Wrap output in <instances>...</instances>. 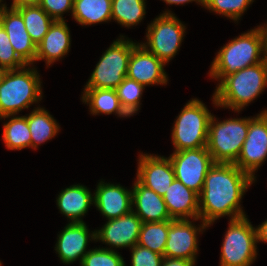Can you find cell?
<instances>
[{
    "label": "cell",
    "mask_w": 267,
    "mask_h": 266,
    "mask_svg": "<svg viewBox=\"0 0 267 266\" xmlns=\"http://www.w3.org/2000/svg\"><path fill=\"white\" fill-rule=\"evenodd\" d=\"M255 181L234 163H214L198 195L199 219L209 227L221 217L228 216L230 220L245 217L240 203Z\"/></svg>",
    "instance_id": "obj_1"
},
{
    "label": "cell",
    "mask_w": 267,
    "mask_h": 266,
    "mask_svg": "<svg viewBox=\"0 0 267 266\" xmlns=\"http://www.w3.org/2000/svg\"><path fill=\"white\" fill-rule=\"evenodd\" d=\"M262 56V57H261ZM267 58L264 36L259 26L242 33L221 47L214 58L210 78L221 82L226 76L263 62Z\"/></svg>",
    "instance_id": "obj_2"
},
{
    "label": "cell",
    "mask_w": 267,
    "mask_h": 266,
    "mask_svg": "<svg viewBox=\"0 0 267 266\" xmlns=\"http://www.w3.org/2000/svg\"><path fill=\"white\" fill-rule=\"evenodd\" d=\"M267 87V58L226 76L216 86L213 104L239 112L253 102Z\"/></svg>",
    "instance_id": "obj_3"
},
{
    "label": "cell",
    "mask_w": 267,
    "mask_h": 266,
    "mask_svg": "<svg viewBox=\"0 0 267 266\" xmlns=\"http://www.w3.org/2000/svg\"><path fill=\"white\" fill-rule=\"evenodd\" d=\"M30 66L7 70L4 74L0 83V117L17 115L42 100L40 75Z\"/></svg>",
    "instance_id": "obj_4"
},
{
    "label": "cell",
    "mask_w": 267,
    "mask_h": 266,
    "mask_svg": "<svg viewBox=\"0 0 267 266\" xmlns=\"http://www.w3.org/2000/svg\"><path fill=\"white\" fill-rule=\"evenodd\" d=\"M248 118H229L209 121L207 149L215 163H235L248 134Z\"/></svg>",
    "instance_id": "obj_5"
},
{
    "label": "cell",
    "mask_w": 267,
    "mask_h": 266,
    "mask_svg": "<svg viewBox=\"0 0 267 266\" xmlns=\"http://www.w3.org/2000/svg\"><path fill=\"white\" fill-rule=\"evenodd\" d=\"M211 114L205 104L195 98L186 103L172 128L174 151L207 147Z\"/></svg>",
    "instance_id": "obj_6"
},
{
    "label": "cell",
    "mask_w": 267,
    "mask_h": 266,
    "mask_svg": "<svg viewBox=\"0 0 267 266\" xmlns=\"http://www.w3.org/2000/svg\"><path fill=\"white\" fill-rule=\"evenodd\" d=\"M120 35L102 54L84 89H115L127 77L128 62L137 44Z\"/></svg>",
    "instance_id": "obj_7"
},
{
    "label": "cell",
    "mask_w": 267,
    "mask_h": 266,
    "mask_svg": "<svg viewBox=\"0 0 267 266\" xmlns=\"http://www.w3.org/2000/svg\"><path fill=\"white\" fill-rule=\"evenodd\" d=\"M220 266H251L257 257V231L247 216L229 221Z\"/></svg>",
    "instance_id": "obj_8"
},
{
    "label": "cell",
    "mask_w": 267,
    "mask_h": 266,
    "mask_svg": "<svg viewBox=\"0 0 267 266\" xmlns=\"http://www.w3.org/2000/svg\"><path fill=\"white\" fill-rule=\"evenodd\" d=\"M186 26L170 10L163 11L147 27L146 42L141 43L165 64L180 49Z\"/></svg>",
    "instance_id": "obj_9"
},
{
    "label": "cell",
    "mask_w": 267,
    "mask_h": 266,
    "mask_svg": "<svg viewBox=\"0 0 267 266\" xmlns=\"http://www.w3.org/2000/svg\"><path fill=\"white\" fill-rule=\"evenodd\" d=\"M169 159L175 179L199 195L204 186L205 176L215 163L207 147L173 151Z\"/></svg>",
    "instance_id": "obj_10"
},
{
    "label": "cell",
    "mask_w": 267,
    "mask_h": 266,
    "mask_svg": "<svg viewBox=\"0 0 267 266\" xmlns=\"http://www.w3.org/2000/svg\"><path fill=\"white\" fill-rule=\"evenodd\" d=\"M267 159V109L249 117L248 134L237 161L240 170L256 180L255 172Z\"/></svg>",
    "instance_id": "obj_11"
},
{
    "label": "cell",
    "mask_w": 267,
    "mask_h": 266,
    "mask_svg": "<svg viewBox=\"0 0 267 266\" xmlns=\"http://www.w3.org/2000/svg\"><path fill=\"white\" fill-rule=\"evenodd\" d=\"M172 219L168 228L167 242L164 250V257L187 259L196 261L198 254V234L207 225L199 218L193 219ZM200 220L202 224L195 226L194 221Z\"/></svg>",
    "instance_id": "obj_12"
},
{
    "label": "cell",
    "mask_w": 267,
    "mask_h": 266,
    "mask_svg": "<svg viewBox=\"0 0 267 266\" xmlns=\"http://www.w3.org/2000/svg\"><path fill=\"white\" fill-rule=\"evenodd\" d=\"M142 223L133 211L118 218L109 219L102 228L96 229V242L101 241L109 245L110 248L106 247V249L110 250L123 247L131 249L138 243Z\"/></svg>",
    "instance_id": "obj_13"
},
{
    "label": "cell",
    "mask_w": 267,
    "mask_h": 266,
    "mask_svg": "<svg viewBox=\"0 0 267 266\" xmlns=\"http://www.w3.org/2000/svg\"><path fill=\"white\" fill-rule=\"evenodd\" d=\"M138 160L136 179L159 196H164L175 179L169 157L141 153Z\"/></svg>",
    "instance_id": "obj_14"
},
{
    "label": "cell",
    "mask_w": 267,
    "mask_h": 266,
    "mask_svg": "<svg viewBox=\"0 0 267 266\" xmlns=\"http://www.w3.org/2000/svg\"><path fill=\"white\" fill-rule=\"evenodd\" d=\"M164 66L166 64L162 60L138 42L129 58L127 77L144 86L165 85L168 83V76Z\"/></svg>",
    "instance_id": "obj_15"
},
{
    "label": "cell",
    "mask_w": 267,
    "mask_h": 266,
    "mask_svg": "<svg viewBox=\"0 0 267 266\" xmlns=\"http://www.w3.org/2000/svg\"><path fill=\"white\" fill-rule=\"evenodd\" d=\"M0 24L7 32L9 41L18 57L26 64L33 65L37 46L26 31L22 15L6 3L0 9Z\"/></svg>",
    "instance_id": "obj_16"
},
{
    "label": "cell",
    "mask_w": 267,
    "mask_h": 266,
    "mask_svg": "<svg viewBox=\"0 0 267 266\" xmlns=\"http://www.w3.org/2000/svg\"><path fill=\"white\" fill-rule=\"evenodd\" d=\"M89 240L96 241V230L89 232L85 222L68 223L58 234L55 251L62 263L71 264L79 260L81 264L89 251Z\"/></svg>",
    "instance_id": "obj_17"
},
{
    "label": "cell",
    "mask_w": 267,
    "mask_h": 266,
    "mask_svg": "<svg viewBox=\"0 0 267 266\" xmlns=\"http://www.w3.org/2000/svg\"><path fill=\"white\" fill-rule=\"evenodd\" d=\"M93 202L106 220L115 219L132 211V190L101 180L93 193Z\"/></svg>",
    "instance_id": "obj_18"
},
{
    "label": "cell",
    "mask_w": 267,
    "mask_h": 266,
    "mask_svg": "<svg viewBox=\"0 0 267 266\" xmlns=\"http://www.w3.org/2000/svg\"><path fill=\"white\" fill-rule=\"evenodd\" d=\"M132 187V211L143 223L173 219L162 196L143 186L137 179Z\"/></svg>",
    "instance_id": "obj_19"
},
{
    "label": "cell",
    "mask_w": 267,
    "mask_h": 266,
    "mask_svg": "<svg viewBox=\"0 0 267 266\" xmlns=\"http://www.w3.org/2000/svg\"><path fill=\"white\" fill-rule=\"evenodd\" d=\"M70 29L64 21H54L37 45L36 61L44 60L47 67L64 58L71 46Z\"/></svg>",
    "instance_id": "obj_20"
},
{
    "label": "cell",
    "mask_w": 267,
    "mask_h": 266,
    "mask_svg": "<svg viewBox=\"0 0 267 266\" xmlns=\"http://www.w3.org/2000/svg\"><path fill=\"white\" fill-rule=\"evenodd\" d=\"M168 212L173 219H198L199 196L180 181L174 179L163 196Z\"/></svg>",
    "instance_id": "obj_21"
},
{
    "label": "cell",
    "mask_w": 267,
    "mask_h": 266,
    "mask_svg": "<svg viewBox=\"0 0 267 266\" xmlns=\"http://www.w3.org/2000/svg\"><path fill=\"white\" fill-rule=\"evenodd\" d=\"M56 199L59 211L69 219V223L84 222L82 217L86 215L90 206L94 204L91 191L80 184L65 188L58 194Z\"/></svg>",
    "instance_id": "obj_22"
},
{
    "label": "cell",
    "mask_w": 267,
    "mask_h": 266,
    "mask_svg": "<svg viewBox=\"0 0 267 266\" xmlns=\"http://www.w3.org/2000/svg\"><path fill=\"white\" fill-rule=\"evenodd\" d=\"M82 102L89 105L92 115L115 114L118 117H130L123 107L116 94L115 89H84Z\"/></svg>",
    "instance_id": "obj_23"
},
{
    "label": "cell",
    "mask_w": 267,
    "mask_h": 266,
    "mask_svg": "<svg viewBox=\"0 0 267 266\" xmlns=\"http://www.w3.org/2000/svg\"><path fill=\"white\" fill-rule=\"evenodd\" d=\"M31 134V149H37L42 143L54 138L60 131V126L49 111L35 107L29 115L26 114Z\"/></svg>",
    "instance_id": "obj_24"
},
{
    "label": "cell",
    "mask_w": 267,
    "mask_h": 266,
    "mask_svg": "<svg viewBox=\"0 0 267 266\" xmlns=\"http://www.w3.org/2000/svg\"><path fill=\"white\" fill-rule=\"evenodd\" d=\"M112 0H73L72 17L82 25H94L112 20Z\"/></svg>",
    "instance_id": "obj_25"
},
{
    "label": "cell",
    "mask_w": 267,
    "mask_h": 266,
    "mask_svg": "<svg viewBox=\"0 0 267 266\" xmlns=\"http://www.w3.org/2000/svg\"><path fill=\"white\" fill-rule=\"evenodd\" d=\"M3 125L2 139L9 150H22L31 147V134L26 116L6 115L0 119H8Z\"/></svg>",
    "instance_id": "obj_26"
},
{
    "label": "cell",
    "mask_w": 267,
    "mask_h": 266,
    "mask_svg": "<svg viewBox=\"0 0 267 266\" xmlns=\"http://www.w3.org/2000/svg\"><path fill=\"white\" fill-rule=\"evenodd\" d=\"M15 9L22 15L26 31L37 46L54 20L40 6H24Z\"/></svg>",
    "instance_id": "obj_27"
},
{
    "label": "cell",
    "mask_w": 267,
    "mask_h": 266,
    "mask_svg": "<svg viewBox=\"0 0 267 266\" xmlns=\"http://www.w3.org/2000/svg\"><path fill=\"white\" fill-rule=\"evenodd\" d=\"M146 14V0H112V20L124 27L138 25Z\"/></svg>",
    "instance_id": "obj_28"
},
{
    "label": "cell",
    "mask_w": 267,
    "mask_h": 266,
    "mask_svg": "<svg viewBox=\"0 0 267 266\" xmlns=\"http://www.w3.org/2000/svg\"><path fill=\"white\" fill-rule=\"evenodd\" d=\"M170 220L142 223L138 245L164 256Z\"/></svg>",
    "instance_id": "obj_29"
},
{
    "label": "cell",
    "mask_w": 267,
    "mask_h": 266,
    "mask_svg": "<svg viewBox=\"0 0 267 266\" xmlns=\"http://www.w3.org/2000/svg\"><path fill=\"white\" fill-rule=\"evenodd\" d=\"M145 88L143 84L128 77H125L123 82L115 88L121 106L129 116L134 115L140 109V101Z\"/></svg>",
    "instance_id": "obj_30"
},
{
    "label": "cell",
    "mask_w": 267,
    "mask_h": 266,
    "mask_svg": "<svg viewBox=\"0 0 267 266\" xmlns=\"http://www.w3.org/2000/svg\"><path fill=\"white\" fill-rule=\"evenodd\" d=\"M252 2L254 0H204L203 7L238 22Z\"/></svg>",
    "instance_id": "obj_31"
},
{
    "label": "cell",
    "mask_w": 267,
    "mask_h": 266,
    "mask_svg": "<svg viewBox=\"0 0 267 266\" xmlns=\"http://www.w3.org/2000/svg\"><path fill=\"white\" fill-rule=\"evenodd\" d=\"M125 264L117 250L96 247L85 254L80 266H126Z\"/></svg>",
    "instance_id": "obj_32"
},
{
    "label": "cell",
    "mask_w": 267,
    "mask_h": 266,
    "mask_svg": "<svg viewBox=\"0 0 267 266\" xmlns=\"http://www.w3.org/2000/svg\"><path fill=\"white\" fill-rule=\"evenodd\" d=\"M26 64L15 53L7 32L0 24V67L6 70L19 69Z\"/></svg>",
    "instance_id": "obj_33"
},
{
    "label": "cell",
    "mask_w": 267,
    "mask_h": 266,
    "mask_svg": "<svg viewBox=\"0 0 267 266\" xmlns=\"http://www.w3.org/2000/svg\"><path fill=\"white\" fill-rule=\"evenodd\" d=\"M130 250L132 266H161L164 256L138 244Z\"/></svg>",
    "instance_id": "obj_34"
},
{
    "label": "cell",
    "mask_w": 267,
    "mask_h": 266,
    "mask_svg": "<svg viewBox=\"0 0 267 266\" xmlns=\"http://www.w3.org/2000/svg\"><path fill=\"white\" fill-rule=\"evenodd\" d=\"M39 6L54 21H64L63 14L73 10V0H41Z\"/></svg>",
    "instance_id": "obj_35"
},
{
    "label": "cell",
    "mask_w": 267,
    "mask_h": 266,
    "mask_svg": "<svg viewBox=\"0 0 267 266\" xmlns=\"http://www.w3.org/2000/svg\"><path fill=\"white\" fill-rule=\"evenodd\" d=\"M196 261L180 258L163 257L161 266H195Z\"/></svg>",
    "instance_id": "obj_36"
},
{
    "label": "cell",
    "mask_w": 267,
    "mask_h": 266,
    "mask_svg": "<svg viewBox=\"0 0 267 266\" xmlns=\"http://www.w3.org/2000/svg\"><path fill=\"white\" fill-rule=\"evenodd\" d=\"M257 231V242H264L267 243V219L266 221L262 222V224L256 227Z\"/></svg>",
    "instance_id": "obj_37"
},
{
    "label": "cell",
    "mask_w": 267,
    "mask_h": 266,
    "mask_svg": "<svg viewBox=\"0 0 267 266\" xmlns=\"http://www.w3.org/2000/svg\"><path fill=\"white\" fill-rule=\"evenodd\" d=\"M41 0H13L11 8H20L24 6H39Z\"/></svg>",
    "instance_id": "obj_38"
},
{
    "label": "cell",
    "mask_w": 267,
    "mask_h": 266,
    "mask_svg": "<svg viewBox=\"0 0 267 266\" xmlns=\"http://www.w3.org/2000/svg\"><path fill=\"white\" fill-rule=\"evenodd\" d=\"M162 1H164L168 5H173V4L174 5H183L185 3L187 4V3L194 1L201 6H204V0H162Z\"/></svg>",
    "instance_id": "obj_39"
},
{
    "label": "cell",
    "mask_w": 267,
    "mask_h": 266,
    "mask_svg": "<svg viewBox=\"0 0 267 266\" xmlns=\"http://www.w3.org/2000/svg\"><path fill=\"white\" fill-rule=\"evenodd\" d=\"M262 30L263 36H264V45H265V49H266V53H267V22L264 25H260L259 26Z\"/></svg>",
    "instance_id": "obj_40"
},
{
    "label": "cell",
    "mask_w": 267,
    "mask_h": 266,
    "mask_svg": "<svg viewBox=\"0 0 267 266\" xmlns=\"http://www.w3.org/2000/svg\"><path fill=\"white\" fill-rule=\"evenodd\" d=\"M6 71H7L6 69L0 67V83H1V81H2V79H3V76H4V74L6 73Z\"/></svg>",
    "instance_id": "obj_41"
},
{
    "label": "cell",
    "mask_w": 267,
    "mask_h": 266,
    "mask_svg": "<svg viewBox=\"0 0 267 266\" xmlns=\"http://www.w3.org/2000/svg\"><path fill=\"white\" fill-rule=\"evenodd\" d=\"M1 2H3V0H0V9L3 6V3H1Z\"/></svg>",
    "instance_id": "obj_42"
}]
</instances>
